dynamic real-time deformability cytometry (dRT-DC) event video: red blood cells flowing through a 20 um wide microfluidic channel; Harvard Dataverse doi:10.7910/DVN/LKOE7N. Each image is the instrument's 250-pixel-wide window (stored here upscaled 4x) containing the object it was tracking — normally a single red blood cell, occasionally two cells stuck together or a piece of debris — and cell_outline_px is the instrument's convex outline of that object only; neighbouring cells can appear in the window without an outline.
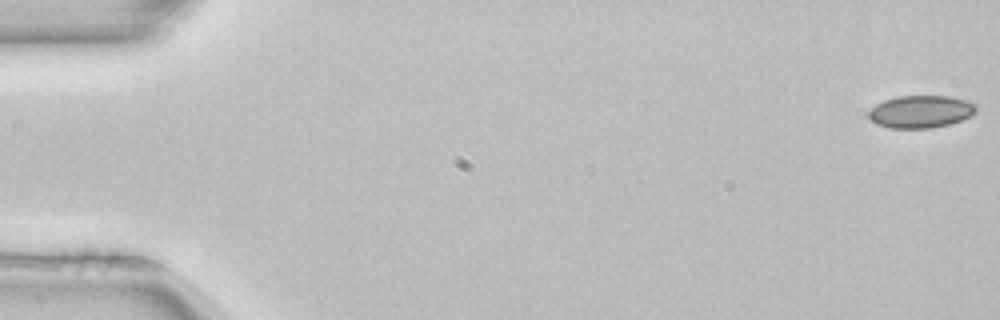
{"species": "common noctule bat (a hibernating species)", "species_latin": "Nyctalus noctula", "temperature_condition": "room temperature", "stored_images_in_passage": 17, "camera_frame_rate_fps": 3000, "um_per_image_px": 0.085, "animal": {"sex": "female", "body_mass_g": 22.7, "forearm_length_mm": 54.2}, "frame": {"image": 1, "passage_image": 1, "time_ms": 0.0, "image_size_px": [1000, 320], "cell_outline_px": [[976, 112], [960, 120], [948, 124], [932, 128], [888, 128], [876, 124], [868, 116], [868, 112], [876, 104], [884, 100], [900, 96], [948, 96], [968, 100], [976, 104]], "centroid_in_image_um": [78.25, 9.49], "position_along_channel_um": 6.7, "area_um2": 20.29}}
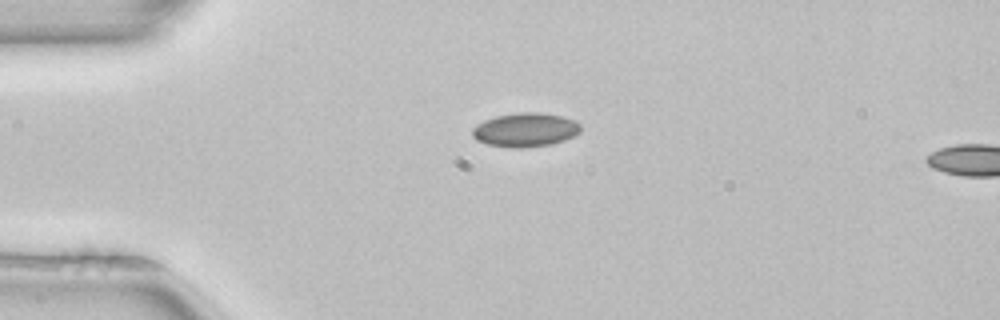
{"frame": {"image": 2, "passage_image": 13, "time_ms": 4.0, "image_size_px": [1000, 320], "cell_outline_px": [[580, 132], [564, 140], [552, 144], [520, 148], [508, 148], [488, 144], [476, 140], [472, 136], [472, 128], [476, 124], [484, 120], [496, 116], [520, 112], [540, 112], [564, 116], [576, 120], [580, 124]], "centroid_in_image_um": [44.65, 11.03], "position_along_channel_um": 40.4, "area_um2": 21.62}}